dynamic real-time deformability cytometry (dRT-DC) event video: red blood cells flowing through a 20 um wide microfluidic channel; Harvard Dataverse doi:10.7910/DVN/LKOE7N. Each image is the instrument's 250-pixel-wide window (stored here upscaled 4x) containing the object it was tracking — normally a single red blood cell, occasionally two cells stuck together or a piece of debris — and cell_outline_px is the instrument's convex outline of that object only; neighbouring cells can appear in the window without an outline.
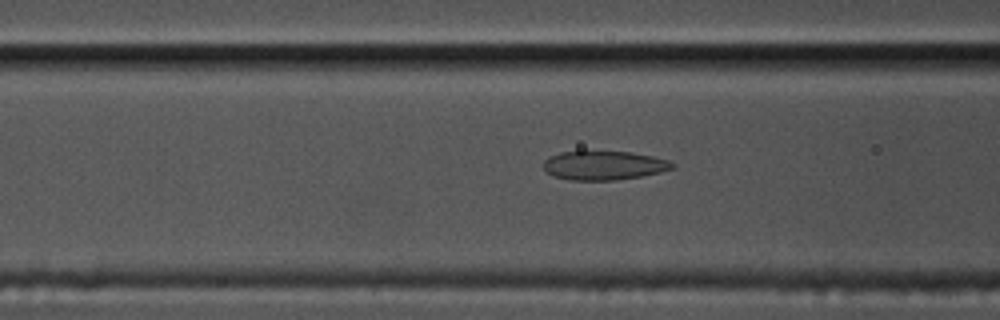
{"species": "common noctule bat (a hibernating species)", "species_latin": "Nyctalus noctula", "temperature_condition": "cold", "stored_images_in_passage": 57, "camera_frame_rate_fps": 3000, "um_per_image_px": 0.085, "animal": {"sex": "male", "body_mass_g": 17.5, "forearm_length_mm": 52.3}, "frame": {"image": 1, "passage_image": 22, "time_ms": 7.0, "image_size_px": [1000, 320], "cell_outline_px": [[676, 168], [660, 172], [640, 176], [616, 180], [568, 180], [552, 176], [544, 168], [544, 160], [548, 156], [560, 152], [632, 152], [652, 156], [668, 160], [676, 164]], "centroid_in_image_um": [51.34, 14.07], "position_along_channel_um": 115.3, "area_um2": 21.73}}
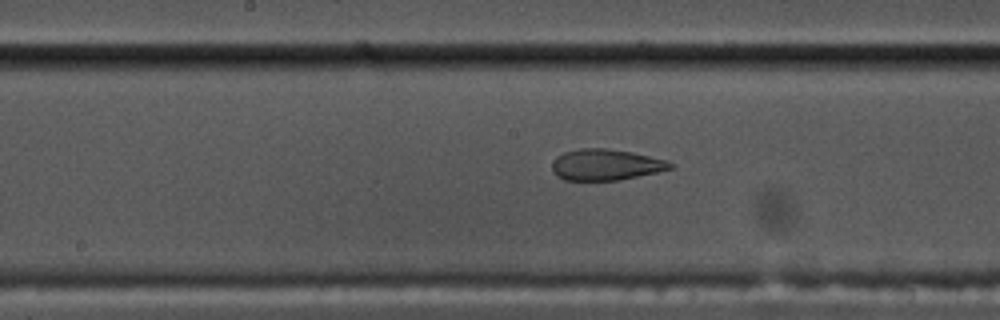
{"frame": {"image": 2, "passage_image": 29, "time_ms": 9.333, "image_size_px": [1000, 320], "cell_outline_px": [[676, 164], [672, 168], [656, 172], [616, 180], [564, 180], [556, 176], [552, 172], [552, 160], [556, 156], [564, 152], [580, 148], [604, 148], [632, 152], [668, 160]], "centroid_in_image_um": [51.46, 13.99], "position_along_channel_um": 196.7, "area_um2": 21.5}}
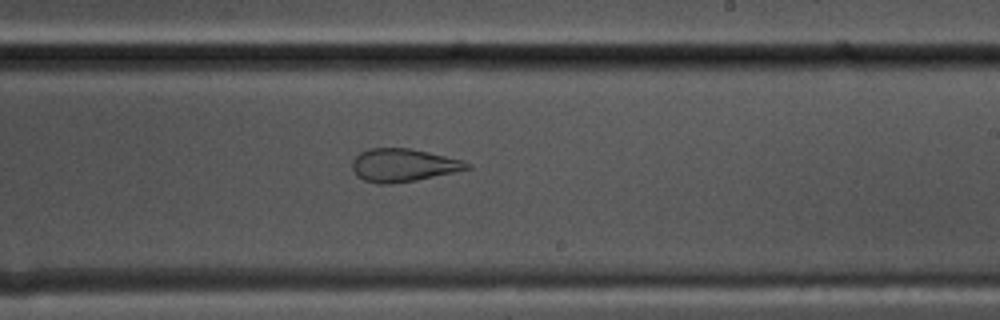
{"frame": {"image": 3, "passage_image": 34, "time_ms": 11.0, "image_size_px": [1000, 320], "cell_outline_px": [[472, 168], [416, 180], [392, 184], [380, 184], [364, 180], [356, 176], [352, 168], [352, 160], [360, 152], [368, 148], [408, 148], [428, 152], [464, 160], [472, 164]], "centroid_in_image_um": [34.27, 14.04], "position_along_channel_um": 254.7, "area_um2": 22.14}, "authors_computed_cell_mechanics": {"area_um2": 23.2934, "velocity_mm_per_s": 3.492, "shape_relaxation_time_tau1_ms": null, "shape_relaxation_time_tau2_ms": 1.73, "deformation_change_tau1": null, "deformation_change_tau2": 0.0651}}